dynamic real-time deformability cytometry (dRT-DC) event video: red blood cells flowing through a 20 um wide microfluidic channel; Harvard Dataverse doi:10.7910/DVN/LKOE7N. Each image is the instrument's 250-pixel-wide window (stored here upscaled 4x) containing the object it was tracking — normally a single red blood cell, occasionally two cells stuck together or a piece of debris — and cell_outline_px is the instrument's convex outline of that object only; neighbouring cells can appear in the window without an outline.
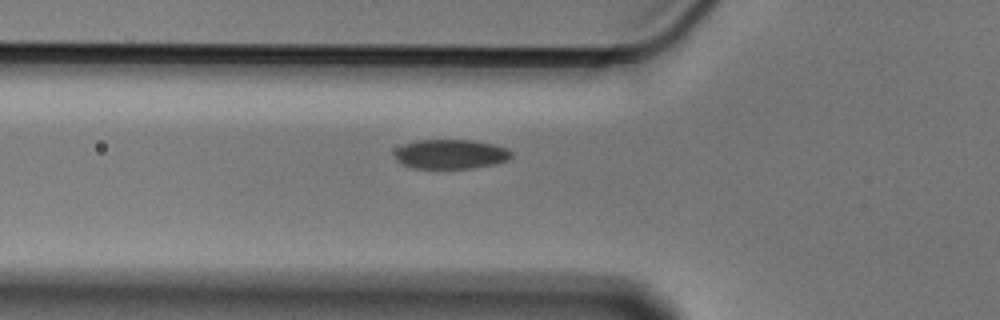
{"species": "Egyptian fruit bat (a non-hibernating species)", "species_latin": "Rousettus aegyptiacus", "temperature_condition": "cold", "stored_images_in_passage": 43, "camera_frame_rate_fps": 3000, "um_per_image_px": 0.085, "animal": {"sex": "male"}, "frame": {"image": 1, "passage_image": 10, "time_ms": 3.0, "image_size_px": [1000, 320], "cell_outline_px": [[512, 156], [508, 160], [496, 164], [472, 168], [412, 168], [400, 164], [396, 160], [396, 148], [404, 144], [420, 140], [472, 140], [492, 144], [508, 148], [512, 152]], "centroid_in_image_um": [38.32, 13.11], "position_along_channel_um": 87.5, "area_um2": 20.11}}
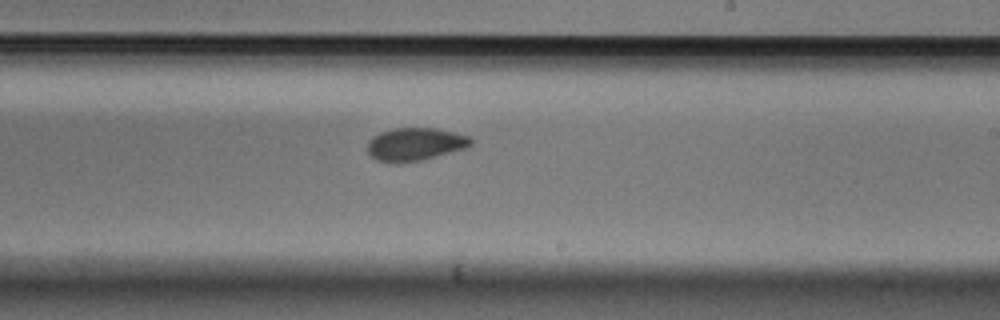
{"frame": {"image": 2, "passage_image": 24, "time_ms": 7.667, "image_size_px": [1000, 320], "cell_outline_px": [[472, 144], [464, 148], [420, 160], [376, 160], [368, 152], [368, 140], [372, 136], [380, 132], [396, 128], [436, 128], [468, 136], [472, 140]], "centroid_in_image_um": [35.28, 12.21], "position_along_channel_um": 253.7, "area_um2": 19.02}}
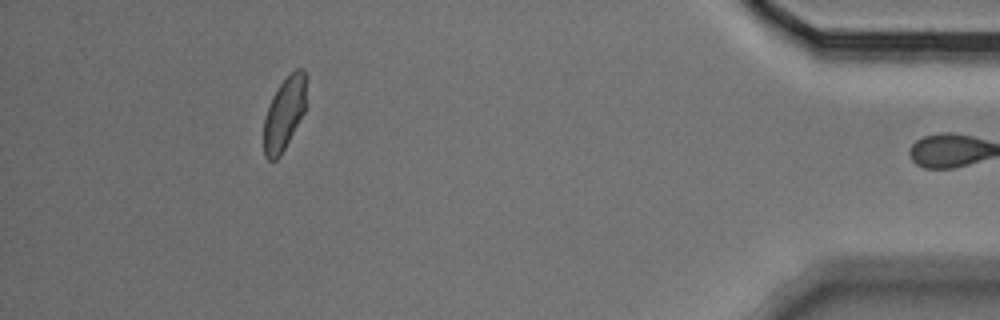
{"frame": {"image": 3, "passage_image": 42, "time_ms": 13.667, "image_size_px": [1000, 320], "cell_outline_px": [[304, 112], [280, 156], [276, 160], [268, 160], [264, 156], [264, 120], [272, 96], [280, 84], [296, 68], [304, 68]], "centroid_in_image_um": [24.13, 9.69], "position_along_channel_um": 411.1, "area_um2": 17.46}, "authors_computed_cell_mechanics": {"area_um2": 19.5364, "velocity_mm_per_s": 3.5492, "shape_relaxation_time_tau1_ms": 3.3397, "shape_relaxation_time_tau2_ms": 1.5139, "deformation_change_tau1": 0.0838, "deformation_change_tau2": 0.0562}}